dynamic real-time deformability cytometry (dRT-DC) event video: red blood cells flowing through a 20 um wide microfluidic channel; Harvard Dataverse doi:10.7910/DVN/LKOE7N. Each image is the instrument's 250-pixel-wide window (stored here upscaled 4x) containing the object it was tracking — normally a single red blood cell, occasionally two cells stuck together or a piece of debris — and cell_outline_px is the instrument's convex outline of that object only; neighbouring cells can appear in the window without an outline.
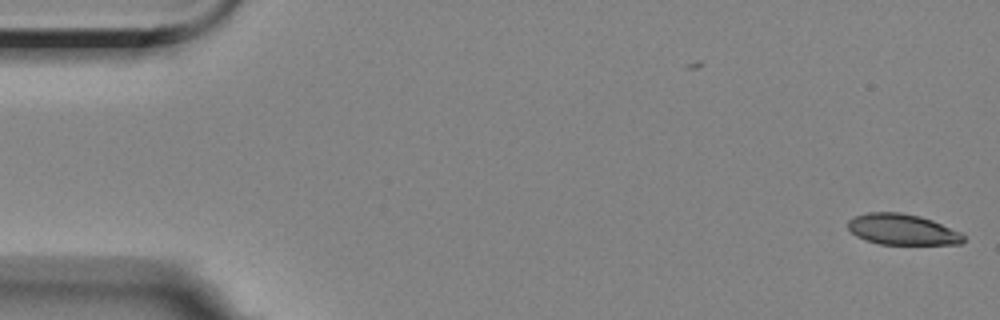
{"species": "Egyptian fruit bat (a non-hibernating species)", "species_latin": "Rousettus aegyptiacus", "temperature_condition": "room temperature", "stored_images_in_passage": 2, "camera_frame_rate_fps": 3000, "um_per_image_px": 0.085, "animal": {"sex": "female"}, "frame": {"image": 1, "passage_image": 2, "time_ms": 0.333, "image_size_px": [1000, 320], "cell_outline_px": [[964, 240], [960, 244], [880, 244], [856, 236], [848, 228], [848, 220], [856, 216], [868, 212], [900, 212], [920, 216], [932, 220], [960, 232], [964, 236]], "centroid_in_image_um": [76.69, 19.5], "position_along_channel_um": 8.3, "area_um2": 20.58}}